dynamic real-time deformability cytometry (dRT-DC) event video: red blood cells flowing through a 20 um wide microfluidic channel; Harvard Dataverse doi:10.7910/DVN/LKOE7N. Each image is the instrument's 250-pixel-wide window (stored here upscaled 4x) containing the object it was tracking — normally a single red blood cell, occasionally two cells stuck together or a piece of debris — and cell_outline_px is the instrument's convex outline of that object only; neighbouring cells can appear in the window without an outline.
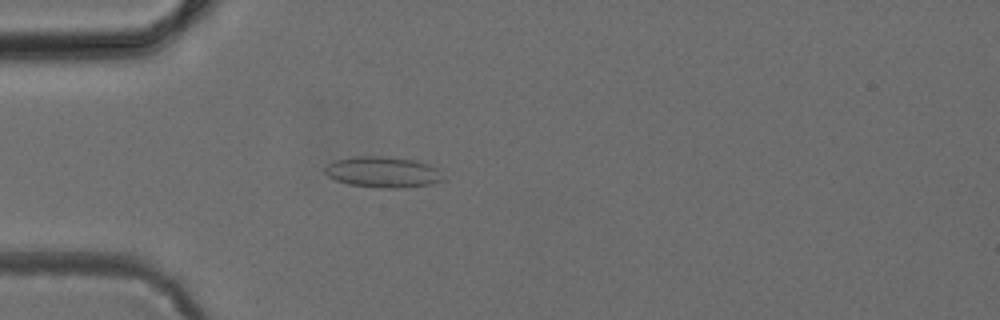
{"species": "common noctule bat (a hibernating species)", "species_latin": "Nyctalus noctula", "temperature_condition": "cold", "stored_images_in_passage": 48, "camera_frame_rate_fps": 3000, "um_per_image_px": 0.085, "animal": {"sex": "female", "body_mass_g": 24.6, "forearm_length_mm": 56.2}, "frame": {"image": 1, "passage_image": 14, "time_ms": 4.333, "image_size_px": [1000, 320], "cell_outline_px": [[444, 180], [432, 184], [404, 188], [380, 188], [348, 184], [336, 180], [328, 176], [324, 172], [324, 168], [332, 160], [352, 156], [384, 156], [416, 160], [440, 168], [444, 176]], "centroid_in_image_um": [32.57, 14.62], "position_along_channel_um": 52.4, "area_um2": 21.79}}
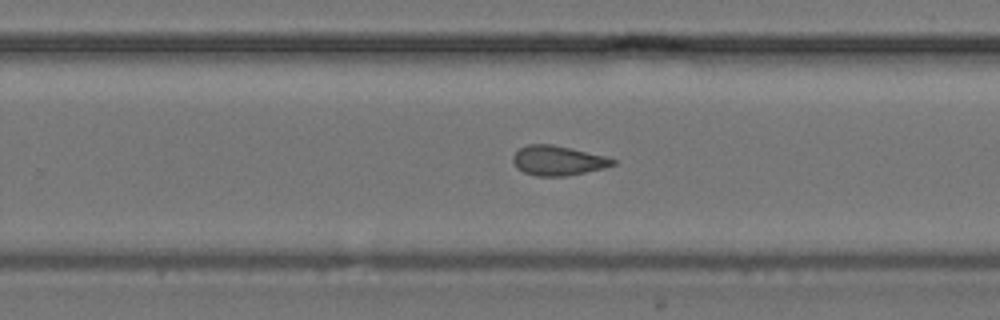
{"frame": {"image": 2, "passage_image": 31, "time_ms": 10.0, "image_size_px": [1000, 320], "cell_outline_px": [[616, 164], [604, 168], [568, 176], [536, 176], [524, 172], [516, 168], [512, 160], [512, 156], [520, 148], [528, 144], [552, 144], [572, 148], [604, 156], [616, 160]], "centroid_in_image_um": [47.41, 13.65], "position_along_channel_um": 282.4, "area_um2": 17.34}}
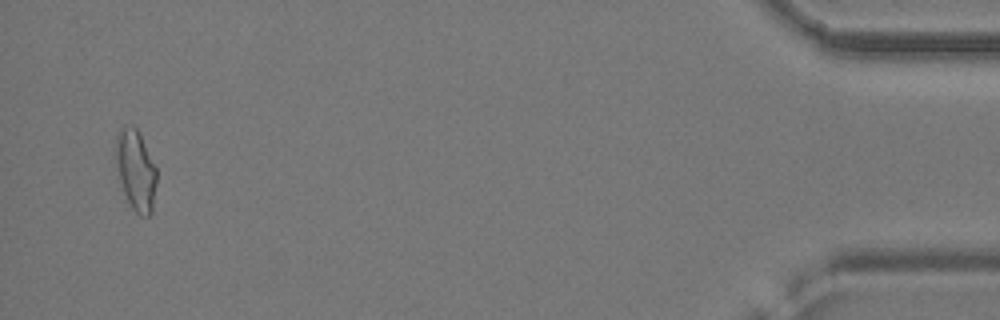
{"frame": {"image": 3, "passage_image": 47, "time_ms": 15.333, "image_size_px": [1000, 320], "cell_outline_px": [[156, 184], [152, 212], [148, 216], [140, 216], [132, 208], [124, 192], [112, 156], [112, 152], [116, 132], [124, 124], [132, 124], [136, 128], [156, 168]], "centroid_in_image_um": [11.47, 14.4], "position_along_channel_um": 423.7, "area_um2": 19.59}}